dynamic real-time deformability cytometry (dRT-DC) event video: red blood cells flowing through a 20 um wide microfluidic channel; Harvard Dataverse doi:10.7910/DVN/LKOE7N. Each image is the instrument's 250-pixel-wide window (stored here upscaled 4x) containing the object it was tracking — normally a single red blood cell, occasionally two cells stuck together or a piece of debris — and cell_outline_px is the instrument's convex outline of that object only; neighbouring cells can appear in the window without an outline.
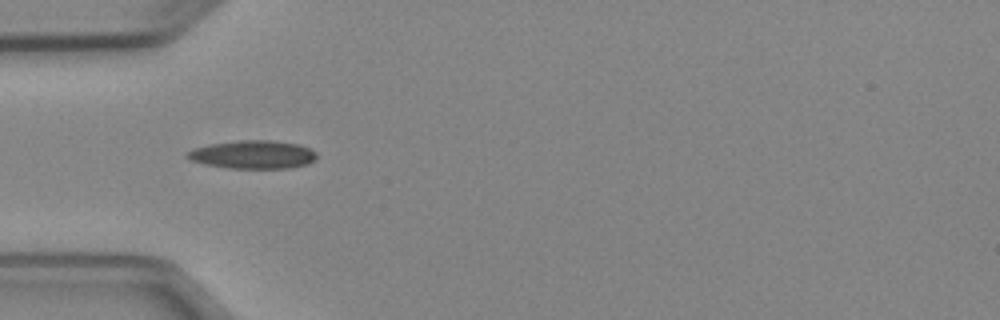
{"species": "Egyptian fruit bat (a non-hibernating species)", "species_latin": "Rousettus aegyptiacus", "temperature_condition": "cold", "stored_images_in_passage": 5, "camera_frame_rate_fps": 3000, "um_per_image_px": 0.085, "animal": {"sex": "female"}, "frame": {"image": 1, "passage_image": 3, "time_ms": 2.333, "image_size_px": [1000, 320], "cell_outline_px": [[316, 160], [308, 164], [288, 168], [228, 168], [204, 164], [188, 160], [184, 156], [188, 152], [196, 148], [208, 144], [240, 140], [272, 140], [300, 144], [316, 152]], "centroid_in_image_um": [21.49, 13.14], "position_along_channel_um": 63.5, "area_um2": 21.44}}